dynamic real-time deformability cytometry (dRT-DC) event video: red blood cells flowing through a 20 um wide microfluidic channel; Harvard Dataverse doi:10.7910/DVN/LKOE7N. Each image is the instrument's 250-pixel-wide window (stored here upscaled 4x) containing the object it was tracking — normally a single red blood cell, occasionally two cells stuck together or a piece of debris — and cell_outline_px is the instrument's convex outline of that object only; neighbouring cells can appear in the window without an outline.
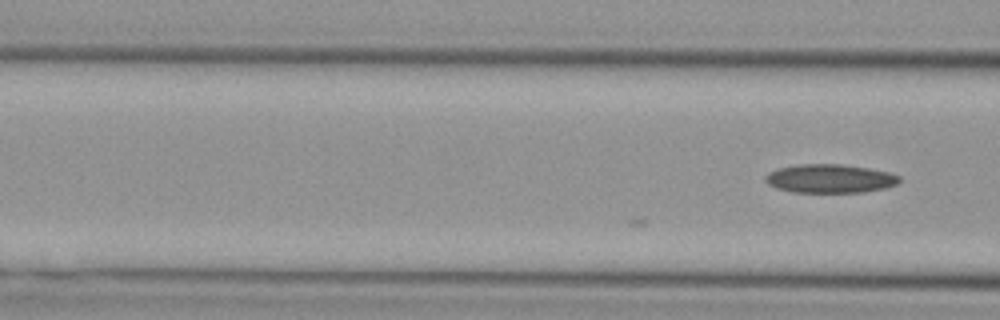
{"species": "Egyptian fruit bat (a non-hibernating species)", "species_latin": "Rousettus aegyptiacus", "temperature_condition": "cold", "stored_images_in_passage": 8, "camera_frame_rate_fps": 3000, "um_per_image_px": 0.085, "animal": {"sex": "female"}, "frame": {"image": 1, "passage_image": 8, "time_ms": 2.333, "image_size_px": [1000, 320], "cell_outline_px": [[900, 180], [896, 184], [884, 188], [860, 192], [792, 192], [776, 188], [768, 184], [764, 180], [764, 176], [768, 172], [776, 168], [796, 164], [840, 164], [868, 168], [892, 172], [900, 176]], "centroid_in_image_um": [70.5, 15.17], "position_along_channel_um": 96.1, "area_um2": 22.54}}